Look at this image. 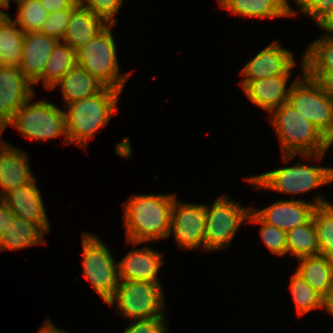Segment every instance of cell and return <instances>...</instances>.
<instances>
[{"mask_svg": "<svg viewBox=\"0 0 333 333\" xmlns=\"http://www.w3.org/2000/svg\"><path fill=\"white\" fill-rule=\"evenodd\" d=\"M174 195H134L124 204L128 243L138 244L170 235Z\"/></svg>", "mask_w": 333, "mask_h": 333, "instance_id": "1", "label": "cell"}, {"mask_svg": "<svg viewBox=\"0 0 333 333\" xmlns=\"http://www.w3.org/2000/svg\"><path fill=\"white\" fill-rule=\"evenodd\" d=\"M271 122L278 133L284 161L290 160L297 154L320 158L331 146V142L320 130L285 102L272 111ZM286 157V158H285Z\"/></svg>", "mask_w": 333, "mask_h": 333, "instance_id": "2", "label": "cell"}, {"mask_svg": "<svg viewBox=\"0 0 333 333\" xmlns=\"http://www.w3.org/2000/svg\"><path fill=\"white\" fill-rule=\"evenodd\" d=\"M122 91L104 87L99 93L67 105L66 130L68 143L86 146L94 133L109 122L117 110L116 103Z\"/></svg>", "mask_w": 333, "mask_h": 333, "instance_id": "3", "label": "cell"}, {"mask_svg": "<svg viewBox=\"0 0 333 333\" xmlns=\"http://www.w3.org/2000/svg\"><path fill=\"white\" fill-rule=\"evenodd\" d=\"M112 25H107L92 40L76 51L77 65L83 67L105 87L122 91L127 74L118 77V62Z\"/></svg>", "mask_w": 333, "mask_h": 333, "instance_id": "4", "label": "cell"}, {"mask_svg": "<svg viewBox=\"0 0 333 333\" xmlns=\"http://www.w3.org/2000/svg\"><path fill=\"white\" fill-rule=\"evenodd\" d=\"M290 87L287 102L333 143V98L303 72Z\"/></svg>", "mask_w": 333, "mask_h": 333, "instance_id": "5", "label": "cell"}, {"mask_svg": "<svg viewBox=\"0 0 333 333\" xmlns=\"http://www.w3.org/2000/svg\"><path fill=\"white\" fill-rule=\"evenodd\" d=\"M25 102L6 124L17 128L23 136L35 140H47L65 134L68 143L65 112L49 102L29 105Z\"/></svg>", "mask_w": 333, "mask_h": 333, "instance_id": "6", "label": "cell"}, {"mask_svg": "<svg viewBox=\"0 0 333 333\" xmlns=\"http://www.w3.org/2000/svg\"><path fill=\"white\" fill-rule=\"evenodd\" d=\"M118 302L119 309L132 320L164 316L163 293L159 282L122 281L119 282L113 297L107 303L112 306Z\"/></svg>", "mask_w": 333, "mask_h": 333, "instance_id": "7", "label": "cell"}, {"mask_svg": "<svg viewBox=\"0 0 333 333\" xmlns=\"http://www.w3.org/2000/svg\"><path fill=\"white\" fill-rule=\"evenodd\" d=\"M259 187L285 193H303L333 181V169L298 163L247 179Z\"/></svg>", "mask_w": 333, "mask_h": 333, "instance_id": "8", "label": "cell"}, {"mask_svg": "<svg viewBox=\"0 0 333 333\" xmlns=\"http://www.w3.org/2000/svg\"><path fill=\"white\" fill-rule=\"evenodd\" d=\"M83 235V272L103 300L108 303L119 284L118 263L100 240L89 234Z\"/></svg>", "mask_w": 333, "mask_h": 333, "instance_id": "9", "label": "cell"}, {"mask_svg": "<svg viewBox=\"0 0 333 333\" xmlns=\"http://www.w3.org/2000/svg\"><path fill=\"white\" fill-rule=\"evenodd\" d=\"M211 207H206L204 248L207 250L229 245L238 227L249 218L251 212L226 196L218 198Z\"/></svg>", "mask_w": 333, "mask_h": 333, "instance_id": "10", "label": "cell"}, {"mask_svg": "<svg viewBox=\"0 0 333 333\" xmlns=\"http://www.w3.org/2000/svg\"><path fill=\"white\" fill-rule=\"evenodd\" d=\"M205 222L204 205L177 203L175 198L171 210L170 232H174L179 246L191 249L202 243L204 249Z\"/></svg>", "mask_w": 333, "mask_h": 333, "instance_id": "11", "label": "cell"}, {"mask_svg": "<svg viewBox=\"0 0 333 333\" xmlns=\"http://www.w3.org/2000/svg\"><path fill=\"white\" fill-rule=\"evenodd\" d=\"M33 83L24 76L19 67L0 66V130L16 111L34 95ZM31 87V88H30Z\"/></svg>", "mask_w": 333, "mask_h": 333, "instance_id": "12", "label": "cell"}, {"mask_svg": "<svg viewBox=\"0 0 333 333\" xmlns=\"http://www.w3.org/2000/svg\"><path fill=\"white\" fill-rule=\"evenodd\" d=\"M324 204L328 202L317 197L314 203L301 200L278 201L266 209L253 211L267 224L288 232L307 223L313 217L315 208Z\"/></svg>", "mask_w": 333, "mask_h": 333, "instance_id": "13", "label": "cell"}, {"mask_svg": "<svg viewBox=\"0 0 333 333\" xmlns=\"http://www.w3.org/2000/svg\"><path fill=\"white\" fill-rule=\"evenodd\" d=\"M276 43L273 42L267 48L261 50L245 65L241 72L242 75L247 77L244 82L290 74L291 68L295 65L292 53Z\"/></svg>", "mask_w": 333, "mask_h": 333, "instance_id": "14", "label": "cell"}, {"mask_svg": "<svg viewBox=\"0 0 333 333\" xmlns=\"http://www.w3.org/2000/svg\"><path fill=\"white\" fill-rule=\"evenodd\" d=\"M0 199L10 208L13 214L26 221L39 224L46 232L49 231L46 211L35 179L27 185H22L13 192L2 194Z\"/></svg>", "mask_w": 333, "mask_h": 333, "instance_id": "15", "label": "cell"}, {"mask_svg": "<svg viewBox=\"0 0 333 333\" xmlns=\"http://www.w3.org/2000/svg\"><path fill=\"white\" fill-rule=\"evenodd\" d=\"M57 42L56 38L39 31L24 33L23 55L19 68L33 84L42 75L45 63Z\"/></svg>", "mask_w": 333, "mask_h": 333, "instance_id": "16", "label": "cell"}, {"mask_svg": "<svg viewBox=\"0 0 333 333\" xmlns=\"http://www.w3.org/2000/svg\"><path fill=\"white\" fill-rule=\"evenodd\" d=\"M4 144L0 148V187L4 190L0 196L35 179L30 172L26 153Z\"/></svg>", "mask_w": 333, "mask_h": 333, "instance_id": "17", "label": "cell"}, {"mask_svg": "<svg viewBox=\"0 0 333 333\" xmlns=\"http://www.w3.org/2000/svg\"><path fill=\"white\" fill-rule=\"evenodd\" d=\"M288 77L289 75H278L241 84L245 94L254 104L272 113L288 100Z\"/></svg>", "mask_w": 333, "mask_h": 333, "instance_id": "18", "label": "cell"}, {"mask_svg": "<svg viewBox=\"0 0 333 333\" xmlns=\"http://www.w3.org/2000/svg\"><path fill=\"white\" fill-rule=\"evenodd\" d=\"M161 256L150 248L129 251V254L118 262V278L122 281L159 282L157 274L163 264Z\"/></svg>", "mask_w": 333, "mask_h": 333, "instance_id": "19", "label": "cell"}, {"mask_svg": "<svg viewBox=\"0 0 333 333\" xmlns=\"http://www.w3.org/2000/svg\"><path fill=\"white\" fill-rule=\"evenodd\" d=\"M107 24L88 9L78 5L72 12L63 42L77 51L101 32Z\"/></svg>", "mask_w": 333, "mask_h": 333, "instance_id": "20", "label": "cell"}, {"mask_svg": "<svg viewBox=\"0 0 333 333\" xmlns=\"http://www.w3.org/2000/svg\"><path fill=\"white\" fill-rule=\"evenodd\" d=\"M57 84H61V90L67 105L93 96L105 87L88 71L77 64Z\"/></svg>", "mask_w": 333, "mask_h": 333, "instance_id": "21", "label": "cell"}, {"mask_svg": "<svg viewBox=\"0 0 333 333\" xmlns=\"http://www.w3.org/2000/svg\"><path fill=\"white\" fill-rule=\"evenodd\" d=\"M222 8L249 17L272 18L294 15L287 0H219Z\"/></svg>", "mask_w": 333, "mask_h": 333, "instance_id": "22", "label": "cell"}, {"mask_svg": "<svg viewBox=\"0 0 333 333\" xmlns=\"http://www.w3.org/2000/svg\"><path fill=\"white\" fill-rule=\"evenodd\" d=\"M299 261L296 273L324 297L333 280V260L319 254L301 257Z\"/></svg>", "mask_w": 333, "mask_h": 333, "instance_id": "23", "label": "cell"}, {"mask_svg": "<svg viewBox=\"0 0 333 333\" xmlns=\"http://www.w3.org/2000/svg\"><path fill=\"white\" fill-rule=\"evenodd\" d=\"M46 232L39 224L15 217L6 232L0 236V251L20 249L44 242Z\"/></svg>", "mask_w": 333, "mask_h": 333, "instance_id": "24", "label": "cell"}, {"mask_svg": "<svg viewBox=\"0 0 333 333\" xmlns=\"http://www.w3.org/2000/svg\"><path fill=\"white\" fill-rule=\"evenodd\" d=\"M77 64L76 51L66 43L57 42L45 63L42 75L34 82H42L44 87L52 90L56 83Z\"/></svg>", "mask_w": 333, "mask_h": 333, "instance_id": "25", "label": "cell"}, {"mask_svg": "<svg viewBox=\"0 0 333 333\" xmlns=\"http://www.w3.org/2000/svg\"><path fill=\"white\" fill-rule=\"evenodd\" d=\"M9 18L0 26V66L19 67L23 55L24 33Z\"/></svg>", "mask_w": 333, "mask_h": 333, "instance_id": "26", "label": "cell"}, {"mask_svg": "<svg viewBox=\"0 0 333 333\" xmlns=\"http://www.w3.org/2000/svg\"><path fill=\"white\" fill-rule=\"evenodd\" d=\"M287 253L298 259L305 256L319 255L317 231L313 217L305 224L286 232Z\"/></svg>", "mask_w": 333, "mask_h": 333, "instance_id": "27", "label": "cell"}, {"mask_svg": "<svg viewBox=\"0 0 333 333\" xmlns=\"http://www.w3.org/2000/svg\"><path fill=\"white\" fill-rule=\"evenodd\" d=\"M313 219L317 231L319 254L333 260V205L328 203L317 206Z\"/></svg>", "mask_w": 333, "mask_h": 333, "instance_id": "28", "label": "cell"}, {"mask_svg": "<svg viewBox=\"0 0 333 333\" xmlns=\"http://www.w3.org/2000/svg\"><path fill=\"white\" fill-rule=\"evenodd\" d=\"M19 5L15 23L20 26L23 33L40 31L49 12L43 7L40 0H14Z\"/></svg>", "mask_w": 333, "mask_h": 333, "instance_id": "29", "label": "cell"}, {"mask_svg": "<svg viewBox=\"0 0 333 333\" xmlns=\"http://www.w3.org/2000/svg\"><path fill=\"white\" fill-rule=\"evenodd\" d=\"M328 33L330 35L309 46L302 61V69H333V33Z\"/></svg>", "mask_w": 333, "mask_h": 333, "instance_id": "30", "label": "cell"}, {"mask_svg": "<svg viewBox=\"0 0 333 333\" xmlns=\"http://www.w3.org/2000/svg\"><path fill=\"white\" fill-rule=\"evenodd\" d=\"M290 290L299 314L323 307V296L313 289L298 273L292 276Z\"/></svg>", "mask_w": 333, "mask_h": 333, "instance_id": "31", "label": "cell"}, {"mask_svg": "<svg viewBox=\"0 0 333 333\" xmlns=\"http://www.w3.org/2000/svg\"><path fill=\"white\" fill-rule=\"evenodd\" d=\"M249 219L252 222L263 225L260 233L261 237L272 253L282 256L287 253L286 232L275 226L264 222L253 210L249 214Z\"/></svg>", "mask_w": 333, "mask_h": 333, "instance_id": "32", "label": "cell"}, {"mask_svg": "<svg viewBox=\"0 0 333 333\" xmlns=\"http://www.w3.org/2000/svg\"><path fill=\"white\" fill-rule=\"evenodd\" d=\"M122 3L123 0H78V5L91 11L107 25L116 24V19L112 18L118 12Z\"/></svg>", "mask_w": 333, "mask_h": 333, "instance_id": "33", "label": "cell"}, {"mask_svg": "<svg viewBox=\"0 0 333 333\" xmlns=\"http://www.w3.org/2000/svg\"><path fill=\"white\" fill-rule=\"evenodd\" d=\"M73 10L65 9L49 13L39 32L60 41L63 38Z\"/></svg>", "mask_w": 333, "mask_h": 333, "instance_id": "34", "label": "cell"}, {"mask_svg": "<svg viewBox=\"0 0 333 333\" xmlns=\"http://www.w3.org/2000/svg\"><path fill=\"white\" fill-rule=\"evenodd\" d=\"M301 12L315 18L321 27L333 14V0H296Z\"/></svg>", "mask_w": 333, "mask_h": 333, "instance_id": "35", "label": "cell"}, {"mask_svg": "<svg viewBox=\"0 0 333 333\" xmlns=\"http://www.w3.org/2000/svg\"><path fill=\"white\" fill-rule=\"evenodd\" d=\"M165 316H158L149 319H139L133 322L124 333H165L164 326Z\"/></svg>", "mask_w": 333, "mask_h": 333, "instance_id": "36", "label": "cell"}, {"mask_svg": "<svg viewBox=\"0 0 333 333\" xmlns=\"http://www.w3.org/2000/svg\"><path fill=\"white\" fill-rule=\"evenodd\" d=\"M310 78L316 80L333 98V69H303Z\"/></svg>", "mask_w": 333, "mask_h": 333, "instance_id": "37", "label": "cell"}, {"mask_svg": "<svg viewBox=\"0 0 333 333\" xmlns=\"http://www.w3.org/2000/svg\"><path fill=\"white\" fill-rule=\"evenodd\" d=\"M43 7L49 12L62 11L65 9H75L78 0H40Z\"/></svg>", "mask_w": 333, "mask_h": 333, "instance_id": "38", "label": "cell"}, {"mask_svg": "<svg viewBox=\"0 0 333 333\" xmlns=\"http://www.w3.org/2000/svg\"><path fill=\"white\" fill-rule=\"evenodd\" d=\"M16 216L10 210V208L1 200L0 203V236L6 232L10 225V222L14 220Z\"/></svg>", "mask_w": 333, "mask_h": 333, "instance_id": "39", "label": "cell"}, {"mask_svg": "<svg viewBox=\"0 0 333 333\" xmlns=\"http://www.w3.org/2000/svg\"><path fill=\"white\" fill-rule=\"evenodd\" d=\"M323 307L333 315V280L329 286L327 294L323 297Z\"/></svg>", "mask_w": 333, "mask_h": 333, "instance_id": "40", "label": "cell"}, {"mask_svg": "<svg viewBox=\"0 0 333 333\" xmlns=\"http://www.w3.org/2000/svg\"><path fill=\"white\" fill-rule=\"evenodd\" d=\"M38 333H66V332L58 330L56 327L53 326L52 323L47 321L46 323H44V325L42 326V328Z\"/></svg>", "mask_w": 333, "mask_h": 333, "instance_id": "41", "label": "cell"}, {"mask_svg": "<svg viewBox=\"0 0 333 333\" xmlns=\"http://www.w3.org/2000/svg\"><path fill=\"white\" fill-rule=\"evenodd\" d=\"M324 30H327V32L333 33V14L331 17L321 26Z\"/></svg>", "mask_w": 333, "mask_h": 333, "instance_id": "42", "label": "cell"}, {"mask_svg": "<svg viewBox=\"0 0 333 333\" xmlns=\"http://www.w3.org/2000/svg\"><path fill=\"white\" fill-rule=\"evenodd\" d=\"M0 7L3 8H9V5L6 4H0ZM10 18V16L8 14H6L5 12H3L2 10H0V26L2 24L5 23V21H7Z\"/></svg>", "mask_w": 333, "mask_h": 333, "instance_id": "43", "label": "cell"}, {"mask_svg": "<svg viewBox=\"0 0 333 333\" xmlns=\"http://www.w3.org/2000/svg\"><path fill=\"white\" fill-rule=\"evenodd\" d=\"M10 0H0V4H6V5H9V2Z\"/></svg>", "mask_w": 333, "mask_h": 333, "instance_id": "44", "label": "cell"}]
</instances>
